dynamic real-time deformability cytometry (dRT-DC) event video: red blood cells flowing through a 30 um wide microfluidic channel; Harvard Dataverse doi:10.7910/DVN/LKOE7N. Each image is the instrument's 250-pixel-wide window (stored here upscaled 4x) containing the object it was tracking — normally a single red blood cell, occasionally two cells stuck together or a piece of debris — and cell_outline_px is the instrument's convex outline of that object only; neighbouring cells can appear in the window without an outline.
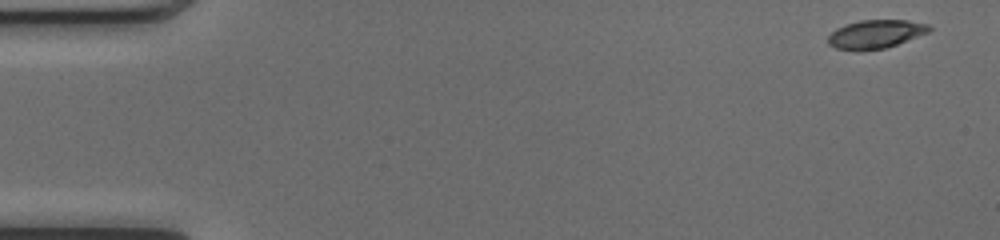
{"species": "common noctule bat (a hibernating species)", "species_latin": "Nyctalus noctula", "temperature_condition": "cold", "stored_images_in_passage": 16, "camera_frame_rate_fps": 3000, "um_per_image_px": 0.085, "animal": {"sex": "female", "body_mass_g": 17.0, "forearm_length_mm": 48.0}, "frame": {"image": 1, "passage_image": 1, "time_ms": 0.0, "image_size_px": [1000, 240], "cell_outline_px": [[932, 28], [928, 32], [896, 44], [884, 48], [836, 48], [828, 44], [828, 36], [836, 28], [860, 20], [908, 20], [928, 24]], "centroid_in_image_um": [74.45, 2.85], "position_along_channel_um": 10.5, "area_um2": 16.07}}
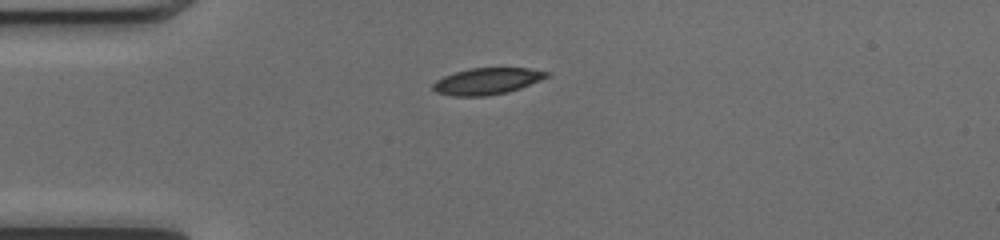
{"frame": {"image": 2, "passage_image": 12, "time_ms": 3.667, "image_size_px": [1000, 240], "cell_outline_px": [[552, 76], [520, 88], [508, 92], [484, 96], [452, 96], [436, 92], [432, 88], [432, 84], [436, 80], [444, 76], [456, 72], [472, 68], [528, 68], [552, 72]], "centroid_in_image_um": [41.45, 6.9], "position_along_channel_um": 43.6, "area_um2": 17.69}}